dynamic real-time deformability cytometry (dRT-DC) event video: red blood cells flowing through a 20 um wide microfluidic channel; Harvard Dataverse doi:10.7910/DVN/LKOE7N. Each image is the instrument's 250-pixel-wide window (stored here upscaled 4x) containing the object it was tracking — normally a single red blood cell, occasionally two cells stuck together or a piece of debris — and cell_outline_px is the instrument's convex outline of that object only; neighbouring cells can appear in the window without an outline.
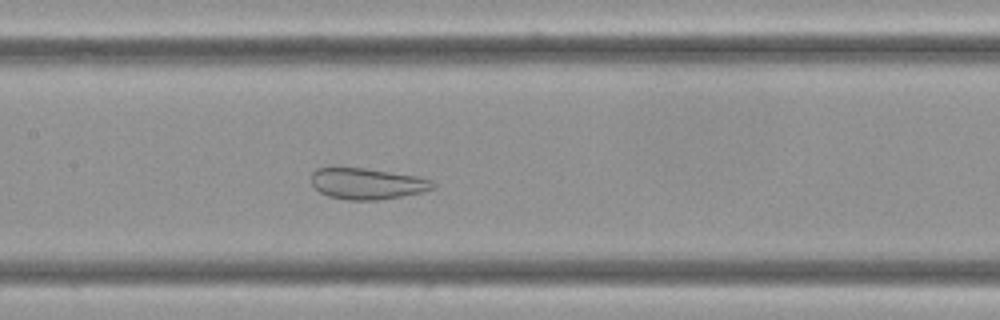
{"species": "Egyptian fruit bat (a non-hibernating species)", "species_latin": "Rousettus aegyptiacus", "temperature_condition": "cold", "stored_images_in_passage": 55, "camera_frame_rate_fps": 3000, "um_per_image_px": 0.085, "frame": {"image": 1, "passage_image": 24, "time_ms": 7.667, "image_size_px": [1000, 320], "cell_outline_px": [[436, 188], [420, 192], [380, 200], [348, 200], [328, 196], [320, 192], [312, 184], [312, 172], [316, 168], [332, 164], [364, 168], [416, 176], [432, 180], [436, 184]], "centroid_in_image_um": [31.14, 15.57], "position_along_channel_um": 176.3, "area_um2": 22.6}}
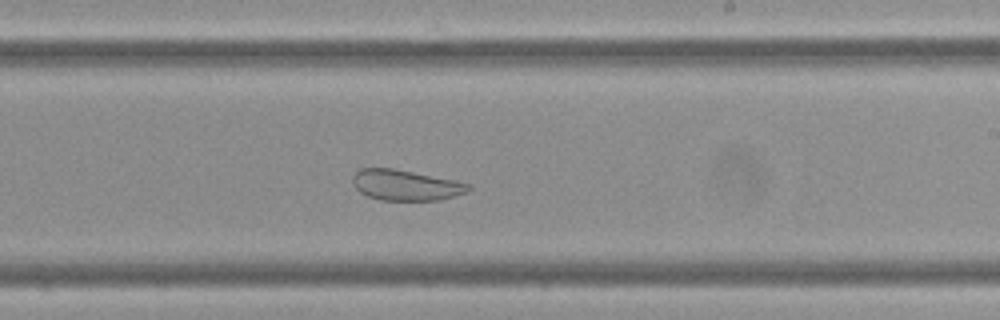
{"frame": {"image": 2, "passage_image": 31, "time_ms": 10.0, "image_size_px": [1000, 320], "cell_outline_px": [[472, 188], [468, 192], [440, 200], [380, 200], [368, 196], [360, 192], [352, 184], [352, 176], [360, 168], [396, 168], [456, 180], [468, 184]], "centroid_in_image_um": [34.48, 15.73], "position_along_channel_um": 254.5, "area_um2": 20.87}}
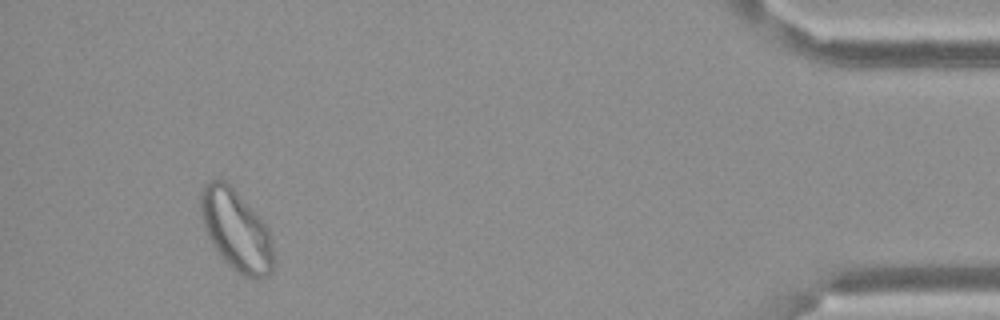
{"frame": {"image": 3, "passage_image": 51, "time_ms": 16.667, "image_size_px": [1000, 320], "cell_outline_px": [[272, 272], [268, 276], [260, 280], [256, 280], [244, 276], [228, 264], [220, 256], [212, 244], [204, 228], [200, 216], [200, 192], [204, 184], [208, 180], [224, 180], [236, 192], [268, 228], [272, 244]], "centroid_in_image_um": [20.04, 19.59], "position_along_channel_um": 415.2, "area_um2": 33.93}}